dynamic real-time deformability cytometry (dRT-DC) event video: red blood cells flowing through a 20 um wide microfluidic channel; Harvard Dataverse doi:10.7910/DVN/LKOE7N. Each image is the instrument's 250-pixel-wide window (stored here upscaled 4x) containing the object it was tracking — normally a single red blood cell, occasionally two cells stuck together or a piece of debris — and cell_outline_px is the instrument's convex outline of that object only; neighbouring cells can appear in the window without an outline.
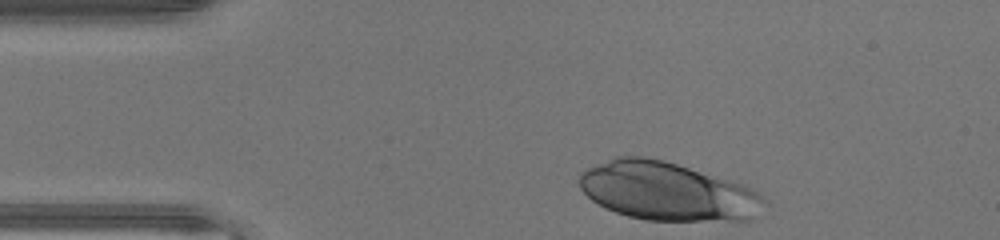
{"species": "human", "species_latin": "Homo sapiens", "temperature_condition": "warm", "stored_images_in_passage": 30, "camera_frame_rate_fps": 3000, "um_per_image_px": 0.085, "donor": {"sex": "male"}, "frame": {"image": 1, "passage_image": 1, "time_ms": 0.0, "image_size_px": [1000, 240], "cell_outline_px": [[768, 200], [756, 220], [644, 220], [628, 216], [604, 208], [592, 200], [580, 188], [576, 180], [580, 172], [596, 164], [616, 156], [644, 156], [664, 160], [748, 184]], "centroid_in_image_um": [56.77, 16.26], "position_along_channel_um": 28.2, "area_um2": 63.87}}
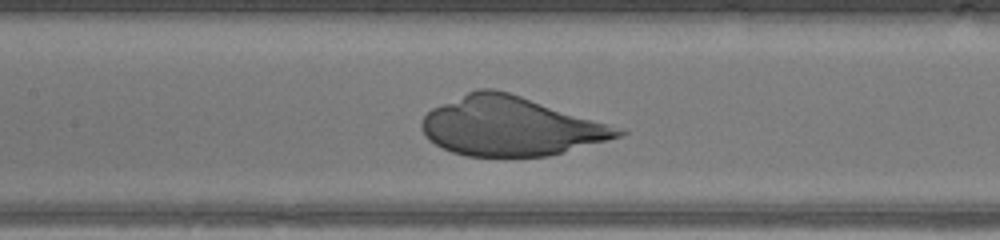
{"frame": {"image": 2, "passage_image": 14, "time_ms": 4.333, "image_size_px": [1000, 240], "cell_outline_px": [[628, 132], [620, 136], [548, 156], [468, 156], [452, 152], [428, 140], [420, 128], [420, 120], [432, 108], [468, 92], [480, 88], [492, 88], [508, 92]], "centroid_in_image_um": [43.26, 10.74], "position_along_channel_um": 164.1, "area_um2": 65.89}}